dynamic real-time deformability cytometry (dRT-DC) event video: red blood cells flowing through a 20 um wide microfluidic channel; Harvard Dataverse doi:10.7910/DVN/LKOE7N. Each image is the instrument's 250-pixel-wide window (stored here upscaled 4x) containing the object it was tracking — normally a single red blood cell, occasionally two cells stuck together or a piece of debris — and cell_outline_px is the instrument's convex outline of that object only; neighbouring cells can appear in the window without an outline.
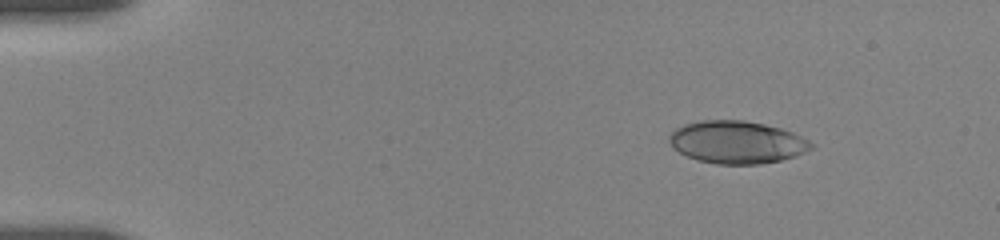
{"species": "human", "species_latin": "Homo sapiens", "temperature_condition": "room temperature", "stored_images_in_passage": 8, "camera_frame_rate_fps": 3000, "um_per_image_px": 0.085, "donor": {"sex": "female"}, "frame": {"image": 1, "passage_image": 3, "time_ms": 2.333, "image_size_px": [1000, 240], "cell_outline_px": [[812, 148], [796, 156], [780, 160], [760, 164], [716, 164], [696, 160], [672, 148], [668, 140], [668, 136], [676, 128], [684, 124], [700, 120], [744, 120], [764, 124], [780, 128], [792, 132], [808, 140], [812, 144]], "centroid_in_image_um": [62.6, 12.09], "position_along_channel_um": 22.4, "area_um2": 35.2}}
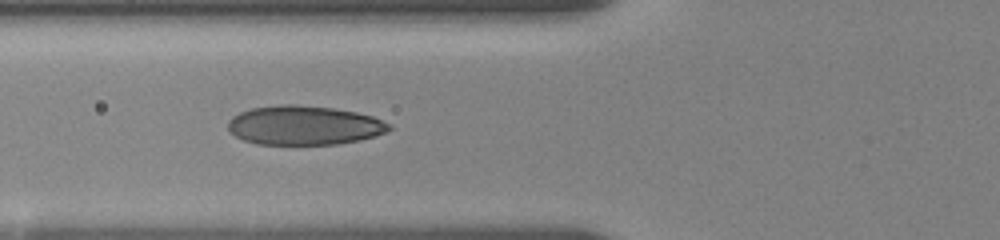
{"frame": {"image": 2, "passage_image": 7, "time_ms": 7.0, "image_size_px": [1000, 240], "cell_outline_px": [[392, 128], [376, 136], [360, 140], [336, 144], [256, 144], [244, 140], [228, 132], [228, 120], [232, 116], [240, 112], [252, 108], [280, 104], [296, 104], [332, 108], [356, 112], [372, 116], [388, 124]], "centroid_in_image_um": [25.8, 10.65], "position_along_channel_um": 100.0, "area_um2": 36.76}}
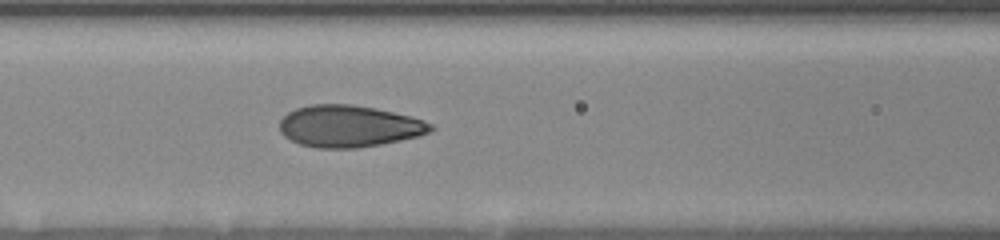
{"frame": {"image": 3, "passage_image": 8, "time_ms": 8.0, "image_size_px": [1000, 240], "cell_outline_px": [[436, 128], [420, 136], [380, 144], [356, 148], [316, 148], [300, 144], [284, 136], [280, 132], [280, 120], [288, 112], [296, 108], [308, 104], [352, 104], [412, 116], [432, 124]], "centroid_in_image_um": [29.65, 10.72], "position_along_channel_um": 136.9, "area_um2": 36.76}}